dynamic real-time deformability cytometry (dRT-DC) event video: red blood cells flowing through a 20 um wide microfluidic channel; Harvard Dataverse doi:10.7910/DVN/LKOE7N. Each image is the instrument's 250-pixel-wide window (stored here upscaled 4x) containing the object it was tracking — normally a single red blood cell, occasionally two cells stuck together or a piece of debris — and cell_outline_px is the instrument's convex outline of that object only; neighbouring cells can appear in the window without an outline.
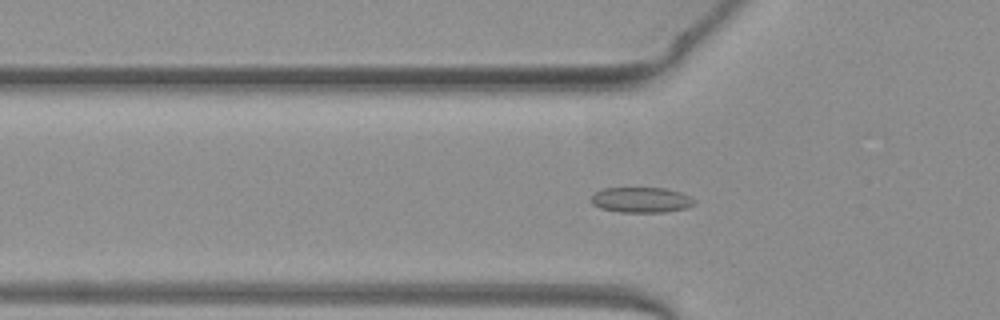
{"species": "common noctule bat (a hibernating species)", "species_latin": "Nyctalus noctula", "temperature_condition": "warm", "stored_images_in_passage": 50, "camera_frame_rate_fps": 3000, "um_per_image_px": 0.085, "animal": {"sex": "female", "body_mass_g": 19.3, "forearm_length_mm": 54.1}, "frame": {"image": 1, "passage_image": 16, "time_ms": 5.0, "image_size_px": [1000, 320], "cell_outline_px": [[696, 204], [688, 208], [664, 212], [620, 212], [600, 208], [592, 204], [588, 200], [596, 192], [604, 188], [664, 188], [680, 192], [696, 200]], "centroid_in_image_um": [54.5, 17.0], "position_along_channel_um": 71.3, "area_um2": 15.37}}
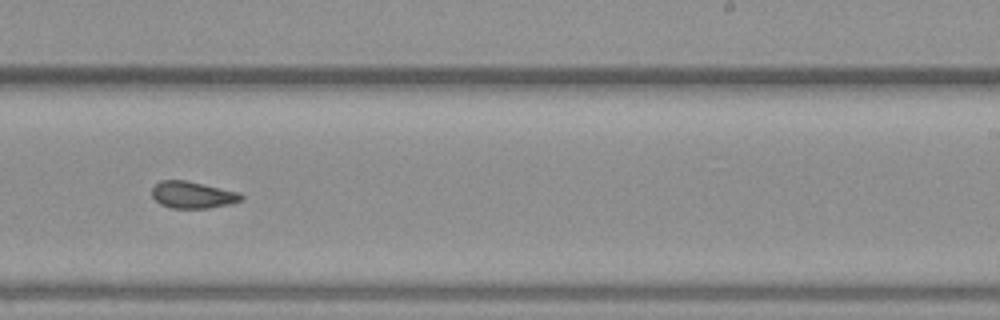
{"frame": {"image": 2, "passage_image": 31, "time_ms": 10.0, "image_size_px": [1000, 320], "cell_outline_px": [[244, 200], [228, 204], [208, 208], [172, 208], [160, 204], [152, 196], [152, 188], [160, 180], [184, 180], [236, 192], [244, 196]], "centroid_in_image_um": [16.34, 16.57], "position_along_channel_um": 272.7, "area_um2": 13.7}}
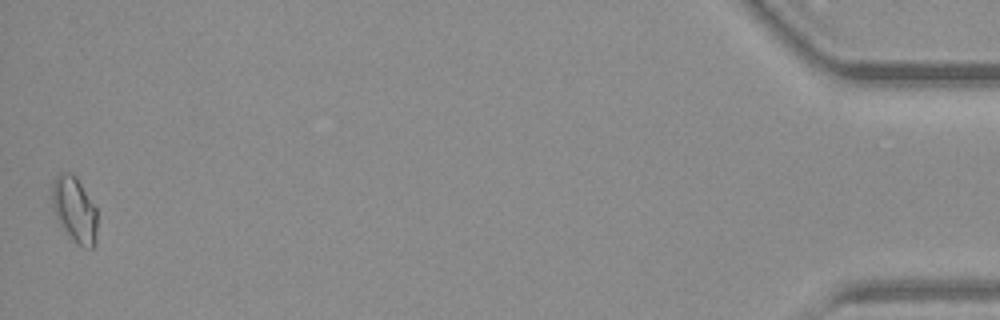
{"frame": {"image": 3, "passage_image": 50, "time_ms": 16.333, "image_size_px": [1000, 320], "cell_outline_px": [[96, 244], [92, 248], [84, 248], [76, 244], [72, 240], [60, 224], [56, 216], [52, 204], [52, 184], [56, 176], [60, 172], [72, 172], [76, 176], [96, 208]], "centroid_in_image_um": [6.33, 17.82], "position_along_channel_um": 428.9, "area_um2": 17.28}, "authors_computed_cell_mechanics": {"area_um2": 14.6523, "velocity_mm_per_s": 4.022, "shape_relaxation_time_tau1_ms": null, "shape_relaxation_time_tau2_ms": 2.1016, "deformation_change_tau1": null, "deformation_change_tau2": 0.0828}}